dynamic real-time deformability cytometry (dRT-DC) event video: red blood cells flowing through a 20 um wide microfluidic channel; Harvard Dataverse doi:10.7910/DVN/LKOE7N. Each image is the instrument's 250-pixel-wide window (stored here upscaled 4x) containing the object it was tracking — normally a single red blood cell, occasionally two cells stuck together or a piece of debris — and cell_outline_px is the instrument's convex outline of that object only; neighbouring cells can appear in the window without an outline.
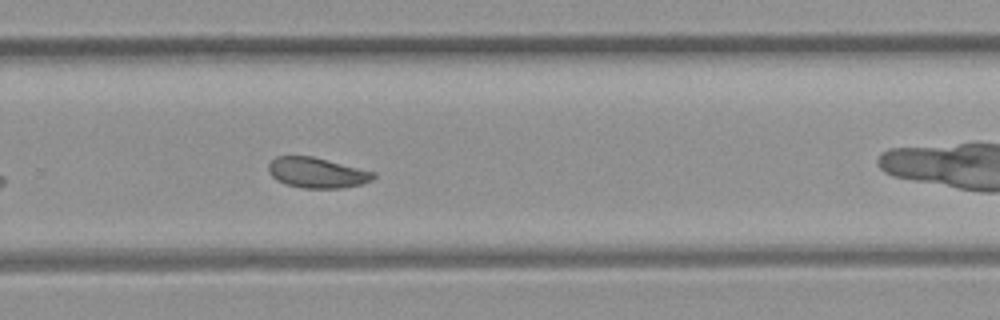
{"species": "common noctule bat (a hibernating species)", "species_latin": "Nyctalus noctula", "temperature_condition": "room temperature", "stored_images_in_passage": 44, "camera_frame_rate_fps": 3000, "um_per_image_px": 0.085, "animal": {"sex": "female", "body_mass_g": 21.9}, "frame": {"image": 1, "passage_image": 26, "time_ms": 8.333, "image_size_px": [1000, 320], "cell_outline_px": [[376, 176], [372, 180], [360, 184], [344, 188], [300, 188], [284, 184], [276, 180], [268, 172], [268, 164], [276, 156], [312, 156], [376, 172]], "centroid_in_image_um": [26.93, 14.69], "position_along_channel_um": 302.9, "area_um2": 18.73}}